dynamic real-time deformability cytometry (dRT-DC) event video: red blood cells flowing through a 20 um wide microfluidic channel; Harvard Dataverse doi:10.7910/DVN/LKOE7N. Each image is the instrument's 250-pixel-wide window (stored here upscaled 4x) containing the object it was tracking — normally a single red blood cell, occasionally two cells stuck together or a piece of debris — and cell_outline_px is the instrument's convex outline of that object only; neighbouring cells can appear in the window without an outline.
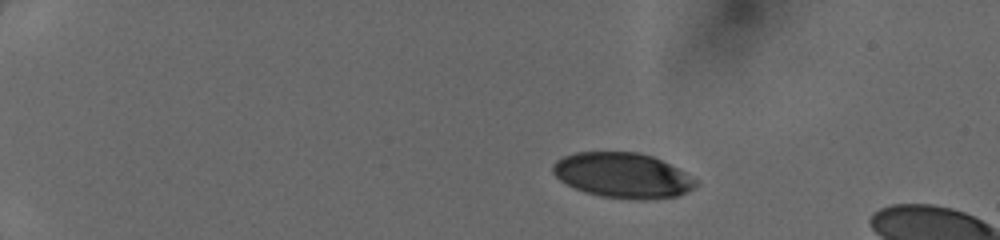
{"species": "human", "species_latin": "Homo sapiens", "temperature_condition": "cold", "stored_images_in_passage": 40, "camera_frame_rate_fps": 3000, "um_per_image_px": 0.085, "donor": {"sex": "female"}, "frame": {"image": 1, "passage_image": 1, "time_ms": 0.0, "image_size_px": [1000, 240], "cell_outline_px": [[700, 180], [692, 188], [676, 196], [648, 200], [636, 200], [600, 196], [584, 192], [560, 180], [552, 172], [552, 164], [556, 160], [564, 156], [576, 152], [640, 152], [652, 156]], "centroid_in_image_um": [52.91, 14.91], "position_along_channel_um": 32.1, "area_um2": 37.51}}
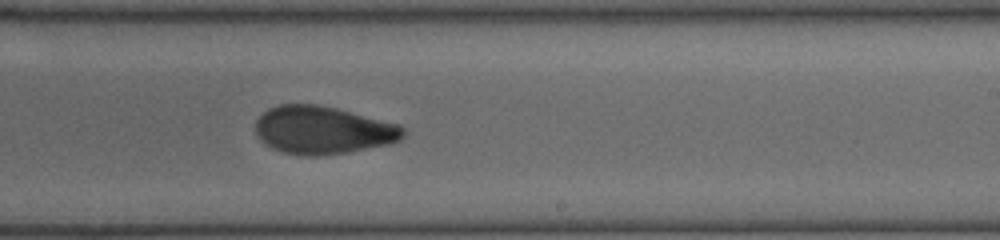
{"frame": {"image": 2, "passage_image": 24, "time_ms": 7.667, "image_size_px": [1000, 240], "cell_outline_px": [[404, 136], [400, 140], [388, 144], [344, 152], [312, 156], [304, 156], [284, 152], [272, 148], [264, 144], [260, 140], [256, 132], [256, 120], [268, 108], [280, 104], [320, 104], [400, 124], [404, 128]], "centroid_in_image_um": [27.43, 11.04], "position_along_channel_um": 261.6, "area_um2": 41.04}}
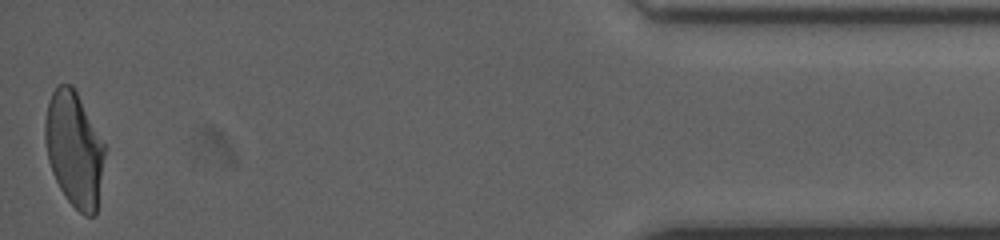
{"frame": {"image": 3, "passage_image": 40, "time_ms": 13.0, "image_size_px": [1000, 240], "cell_outline_px": [[104, 156], [96, 216], [84, 216], [68, 200], [60, 188], [52, 172], [48, 160], [44, 140], [44, 120], [48, 104], [52, 92], [60, 84], [72, 84], [104, 144]], "centroid_in_image_um": [6.28, 12.69], "position_along_channel_um": 428.9, "area_um2": 39.48}}